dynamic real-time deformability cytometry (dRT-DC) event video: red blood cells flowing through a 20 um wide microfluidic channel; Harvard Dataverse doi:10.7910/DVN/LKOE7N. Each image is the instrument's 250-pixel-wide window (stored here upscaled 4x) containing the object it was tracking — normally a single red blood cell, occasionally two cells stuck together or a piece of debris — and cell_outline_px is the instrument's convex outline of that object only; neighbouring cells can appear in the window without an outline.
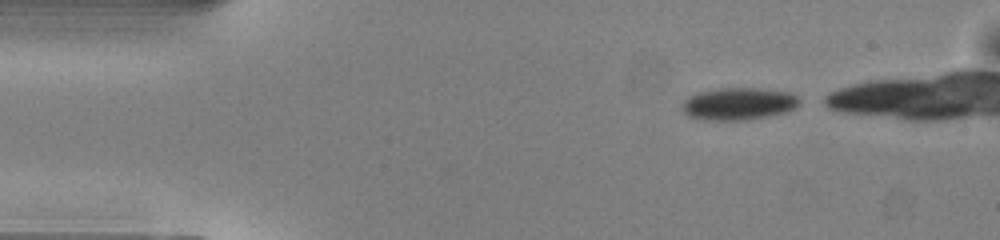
{"species": "common noctule bat (a hibernating species)", "species_latin": "Nyctalus noctula", "temperature_condition": "warm", "stored_images_in_passage": 35, "camera_frame_rate_fps": 3000, "um_per_image_px": 0.085, "animal": {"sex": "male", "body_mass_g": 13.0, "forearm_length_mm": 53.1}, "frame": {"image": 1, "passage_image": 1, "time_ms": 0.0, "image_size_px": [1000, 240], "cell_outline_px": [[800, 104], [796, 108], [784, 112], [768, 116], [748, 120], [696, 120], [688, 116], [680, 108], [680, 104], [688, 96], [696, 92], [720, 88], [760, 88], [788, 92], [796, 96], [800, 100]], "centroid_in_image_um": [62.71, 8.83], "position_along_channel_um": 22.3, "area_um2": 22.48}}
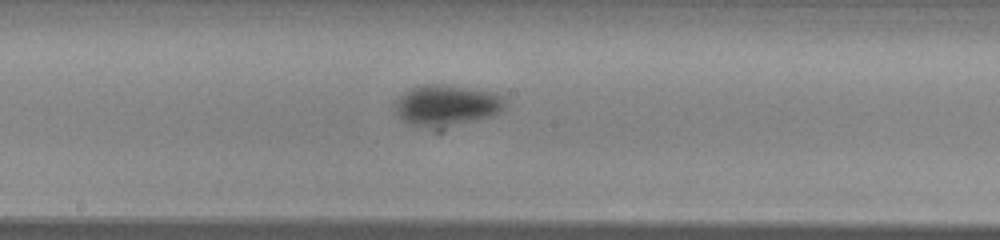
{"frame": {"image": 2, "passage_image": 20, "time_ms": 6.333, "image_size_px": [1000, 240], "cell_outline_px": [[504, 108], [492, 116], [440, 132], [436, 132], [408, 124], [396, 112], [392, 104], [408, 88], [420, 84], [448, 84], [496, 92], [504, 100]], "centroid_in_image_um": [37.92, 9.01], "position_along_channel_um": 210.3, "area_um2": 27.74}}
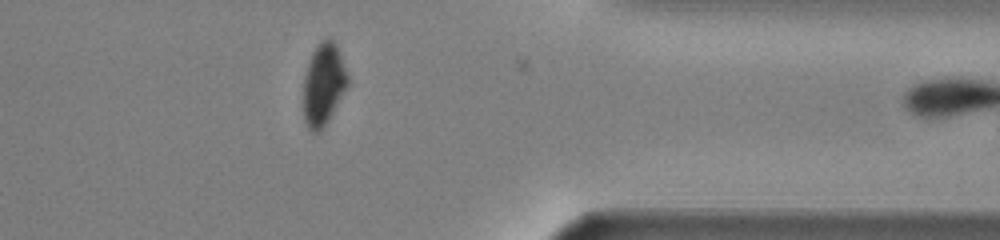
{"frame": {"image": 3, "passage_image": 34, "time_ms": 11.0, "image_size_px": [1000, 240], "cell_outline_px": [[348, 84], [328, 120], [320, 132], [312, 132], [308, 128], [304, 120], [304, 76], [312, 52], [320, 40], [328, 36], [336, 44], [348, 76]], "centroid_in_image_um": [27.48, 7.15], "position_along_channel_um": 383.9, "area_um2": 20.92}}